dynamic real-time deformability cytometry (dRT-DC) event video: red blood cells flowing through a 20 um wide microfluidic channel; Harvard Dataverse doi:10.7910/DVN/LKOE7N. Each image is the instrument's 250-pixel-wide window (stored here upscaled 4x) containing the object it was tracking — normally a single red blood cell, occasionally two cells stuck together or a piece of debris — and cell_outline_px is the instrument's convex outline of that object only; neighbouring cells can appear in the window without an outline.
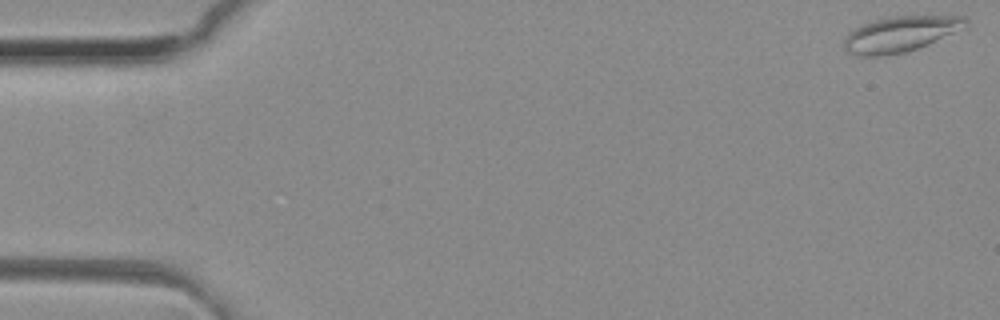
{"species": "common noctule bat (a hibernating species)", "species_latin": "Nyctalus noctula", "temperature_condition": "room temperature", "stored_images_in_passage": 10, "camera_frame_rate_fps": 3000, "um_per_image_px": 0.085, "animal": {"sex": "female", "body_mass_g": 29.2, "forearm_length_mm": 56.3}, "frame": {"image": 1, "passage_image": 1, "time_ms": 0.0, "image_size_px": [1000, 320], "cell_outline_px": [[968, 28], [928, 44], [904, 52], [880, 56], [860, 56], [848, 52], [844, 48], [844, 36], [848, 32], [860, 24], [872, 20], [888, 16], [964, 16], [968, 20]], "centroid_in_image_um": [76.54, 2.88], "position_along_channel_um": 8.5, "area_um2": 25.61}}